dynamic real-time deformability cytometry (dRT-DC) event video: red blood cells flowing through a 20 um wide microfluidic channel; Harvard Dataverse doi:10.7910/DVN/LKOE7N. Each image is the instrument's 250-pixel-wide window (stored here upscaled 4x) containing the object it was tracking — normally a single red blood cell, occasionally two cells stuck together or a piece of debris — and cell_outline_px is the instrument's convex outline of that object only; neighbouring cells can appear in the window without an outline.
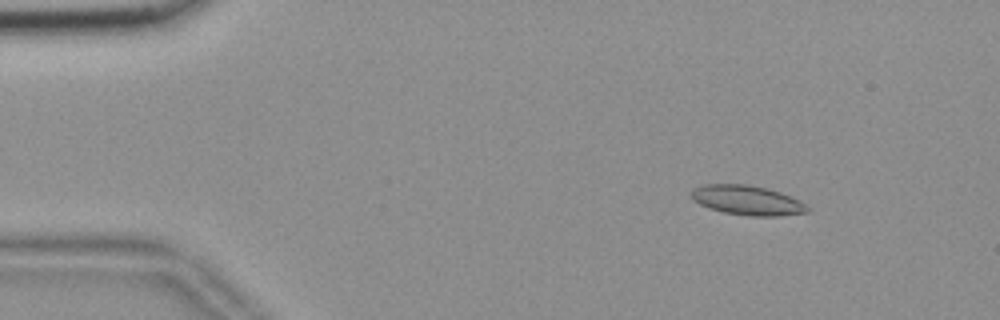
{"species": "common noctule bat (a hibernating species)", "species_latin": "Nyctalus noctula", "temperature_condition": "room temperature", "stored_images_in_passage": 55, "camera_frame_rate_fps": 3000, "um_per_image_px": 0.085, "animal": {"sex": "female", "body_mass_g": 18.4}, "frame": {"image": 1, "passage_image": 7, "time_ms": 2.0, "image_size_px": [1000, 320], "cell_outline_px": [[808, 212], [780, 216], [748, 216], [724, 212], [708, 208], [692, 200], [692, 192], [696, 188], [704, 184], [744, 184], [768, 188], [780, 192], [800, 200], [808, 208]], "centroid_in_image_um": [63.52, 17.03], "position_along_channel_um": 21.5, "area_um2": 19.94}}
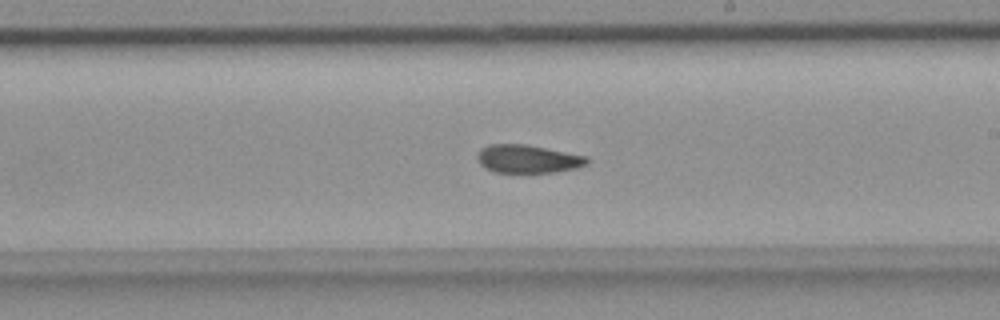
{"frame": {"image": 2, "passage_image": 32, "time_ms": 10.333, "image_size_px": [1000, 320], "cell_outline_px": [[588, 164], [576, 168], [556, 172], [492, 172], [484, 168], [480, 164], [476, 156], [480, 148], [488, 144], [524, 144], [588, 156]], "centroid_in_image_um": [44.83, 13.51], "position_along_channel_um": 244.2, "area_um2": 18.09}}
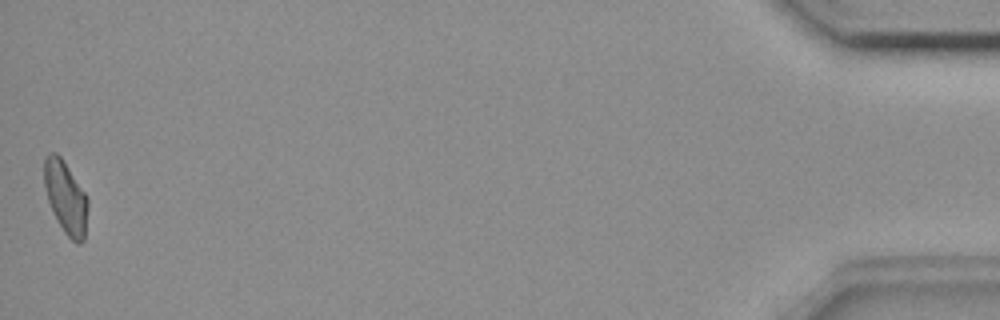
{"frame": {"image": 3, "passage_image": 55, "time_ms": 18.0, "image_size_px": [1000, 320], "cell_outline_px": [[88, 204], [84, 240], [80, 244], [76, 244], [64, 232], [56, 220], [52, 212], [48, 200], [44, 184], [44, 156], [48, 152], [56, 152], [60, 156], [88, 196]], "centroid_in_image_um": [5.58, 16.78], "position_along_channel_um": 429.6, "area_um2": 18.61}, "authors_computed_cell_mechanics": {"area_um2": 18.8428, "velocity_mm_per_s": 3.6575, "shape_relaxation_time_tau1_ms": null, "shape_relaxation_time_tau2_ms": 3.2141, "deformation_change_tau1": null, "deformation_change_tau2": 0.0905}}